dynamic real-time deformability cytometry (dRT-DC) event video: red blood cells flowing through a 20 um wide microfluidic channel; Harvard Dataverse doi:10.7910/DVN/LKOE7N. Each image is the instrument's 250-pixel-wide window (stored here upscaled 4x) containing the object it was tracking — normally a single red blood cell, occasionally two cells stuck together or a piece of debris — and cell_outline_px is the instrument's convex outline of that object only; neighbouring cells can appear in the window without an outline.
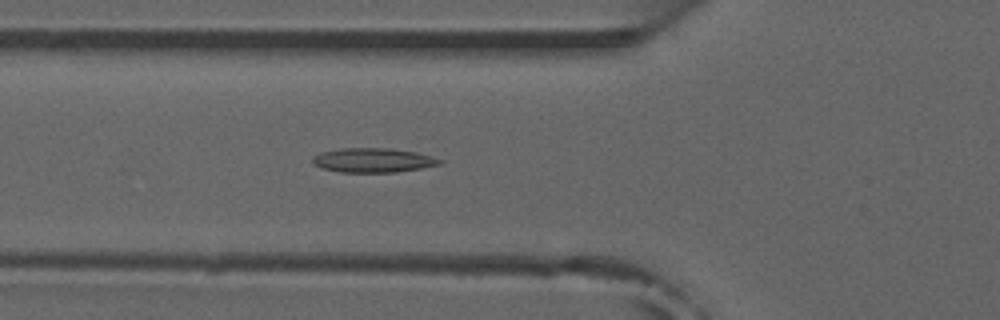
{"species": "common noctule bat (a hibernating species)", "species_latin": "Nyctalus noctula", "temperature_condition": "room temperature", "stored_images_in_passage": 43, "camera_frame_rate_fps": 3000, "um_per_image_px": 0.085, "animal": {"sex": "male", "forearm_length_mm": 52.5}, "frame": {"image": 1, "passage_image": 19, "time_ms": 6.0, "image_size_px": [1000, 320], "cell_outline_px": [[444, 160], [440, 164], [420, 168], [396, 172], [340, 172], [320, 168], [312, 164], [312, 160], [320, 152], [340, 148], [392, 148], [416, 152], [432, 156]], "centroid_in_image_um": [31.7, 13.61], "position_along_channel_um": 94.1, "area_um2": 18.09}}